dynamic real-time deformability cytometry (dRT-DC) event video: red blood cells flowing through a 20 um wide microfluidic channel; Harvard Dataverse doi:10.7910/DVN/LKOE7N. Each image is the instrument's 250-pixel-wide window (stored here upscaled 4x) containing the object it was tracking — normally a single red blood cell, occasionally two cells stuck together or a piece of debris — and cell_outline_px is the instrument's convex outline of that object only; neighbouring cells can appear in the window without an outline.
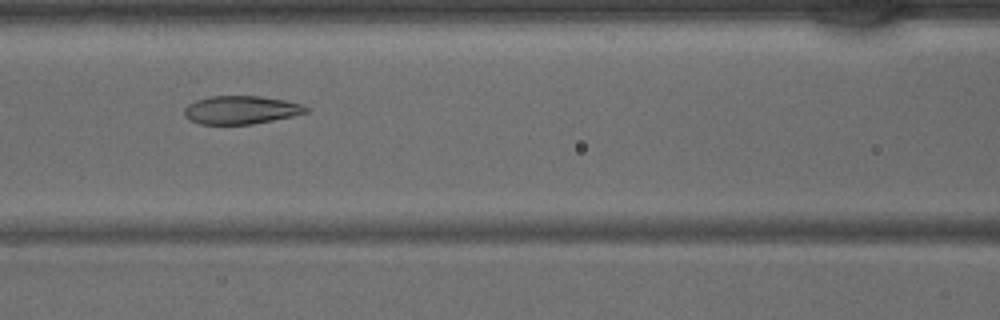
{"species": "common noctule bat (a hibernating species)", "species_latin": "Nyctalus noctula", "temperature_condition": "warm", "stored_images_in_passage": 42, "camera_frame_rate_fps": 3000, "um_per_image_px": 0.085, "animal": {"sex": "male", "body_mass_g": 15.6}, "frame": {"image": 1, "passage_image": 18, "time_ms": 5.667, "image_size_px": [1000, 320], "cell_outline_px": [[308, 112], [292, 116], [252, 124], [200, 124], [188, 120], [184, 116], [184, 108], [188, 104], [196, 100], [212, 96], [260, 96], [284, 100], [300, 104], [308, 108]], "centroid_in_image_um": [20.44, 9.35], "position_along_channel_um": 146.2, "area_um2": 19.94}}
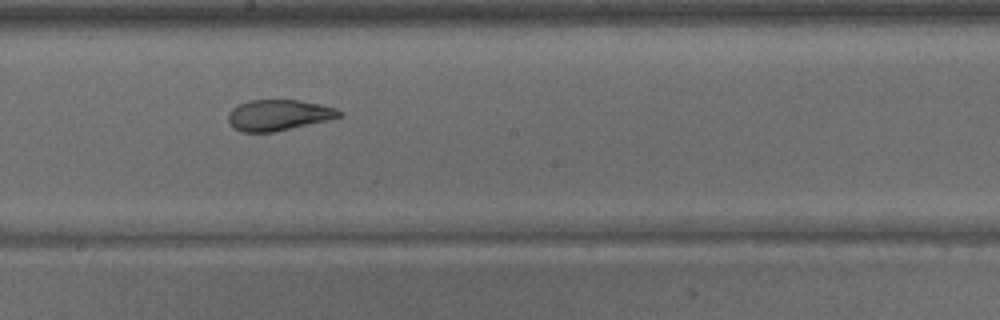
{"frame": {"image": 2, "passage_image": 23, "time_ms": 7.333, "image_size_px": [1000, 320], "cell_outline_px": [[344, 116], [328, 120], [276, 132], [240, 132], [232, 128], [228, 124], [228, 112], [232, 108], [248, 100], [300, 100], [320, 104], [336, 108], [344, 112]], "centroid_in_image_um": [23.68, 9.79], "position_along_channel_um": 224.5, "area_um2": 20.35}}
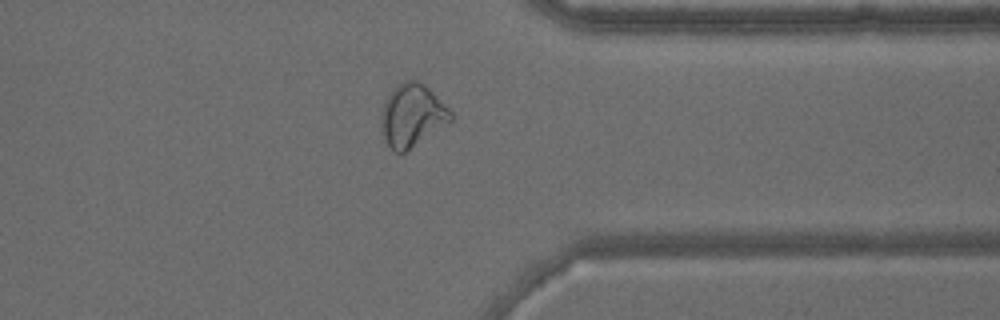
{"frame": {"image": 3, "passage_image": 33, "time_ms": 10.667, "image_size_px": [1000, 320], "cell_outline_px": [[452, 120], [404, 152], [392, 152], [384, 140], [380, 112], [384, 100], [392, 88], [396, 84], [404, 80], [416, 80], [424, 84], [452, 112]], "centroid_in_image_um": [34.97, 9.78], "position_along_channel_um": 376.4, "area_um2": 25.2}}